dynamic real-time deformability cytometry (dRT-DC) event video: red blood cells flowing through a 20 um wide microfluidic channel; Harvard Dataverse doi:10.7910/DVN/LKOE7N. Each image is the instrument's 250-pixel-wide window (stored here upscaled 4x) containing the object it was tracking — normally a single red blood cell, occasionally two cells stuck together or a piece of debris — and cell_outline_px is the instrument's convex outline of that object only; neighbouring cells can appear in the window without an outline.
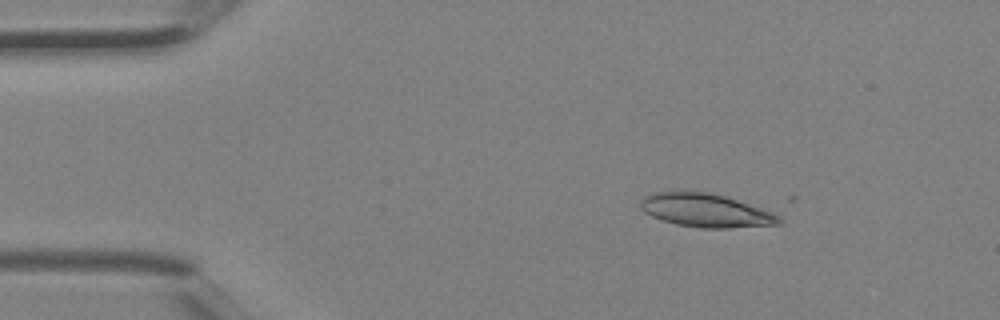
{"species": "Egyptian fruit bat (a non-hibernating species)", "species_latin": "Rousettus aegyptiacus", "temperature_condition": "room temperature", "stored_images_in_passage": 3, "camera_frame_rate_fps": 3000, "um_per_image_px": 0.085, "animal": {"sex": "female"}, "frame": {"image": 1, "passage_image": 2, "time_ms": 0.333, "image_size_px": [1000, 320], "cell_outline_px": [[784, 220], [780, 224], [728, 228], [700, 228], [676, 224], [652, 216], [644, 212], [640, 208], [640, 200], [644, 196], [652, 192], [672, 188], [688, 188], [708, 192], [724, 196], [772, 212], [780, 216]], "centroid_in_image_um": [59.9, 17.83], "position_along_channel_um": 25.1, "area_um2": 27.8}}